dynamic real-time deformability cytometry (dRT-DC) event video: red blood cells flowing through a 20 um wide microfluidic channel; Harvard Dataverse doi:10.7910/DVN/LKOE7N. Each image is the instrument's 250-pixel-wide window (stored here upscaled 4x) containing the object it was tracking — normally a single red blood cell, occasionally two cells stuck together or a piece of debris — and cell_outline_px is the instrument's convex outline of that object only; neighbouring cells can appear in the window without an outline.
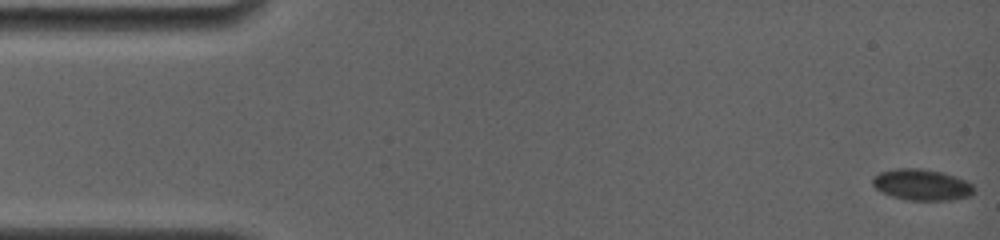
{"species": "common noctule bat (a hibernating species)", "species_latin": "Nyctalus noctula", "temperature_condition": "room temperature", "stored_images_in_passage": 31, "camera_frame_rate_fps": 4000, "um_per_image_px": 0.085, "animal": {"sex": "female", "body_mass_g": 19.0, "forearm_length_mm": 56.7}, "frame": {"image": 1, "passage_image": 1, "time_ms": 0.0, "image_size_px": [1000, 240], "cell_outline_px": [[976, 192], [968, 196], [952, 200], [908, 200], [892, 196], [876, 188], [872, 184], [872, 176], [880, 172], [896, 168], [920, 168], [944, 172], [956, 176], [972, 184]], "centroid_in_image_um": [78.36, 15.69], "position_along_channel_um": 6.6, "area_um2": 18.5}}
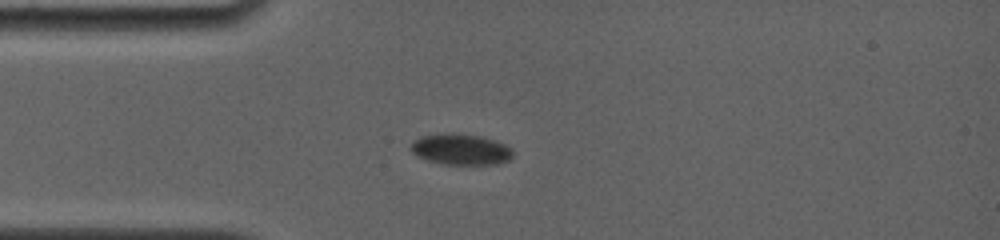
{"frame": {"image": 2, "passage_image": 26, "time_ms": 5.0, "image_size_px": [1000, 240], "cell_outline_px": [[512, 156], [508, 160], [496, 164], [444, 164], [428, 160], [412, 152], [408, 148], [412, 140], [420, 136], [448, 132], [480, 136], [504, 144], [512, 148]], "centroid_in_image_um": [39.11, 12.68], "position_along_channel_um": 45.9, "area_um2": 18.38}}